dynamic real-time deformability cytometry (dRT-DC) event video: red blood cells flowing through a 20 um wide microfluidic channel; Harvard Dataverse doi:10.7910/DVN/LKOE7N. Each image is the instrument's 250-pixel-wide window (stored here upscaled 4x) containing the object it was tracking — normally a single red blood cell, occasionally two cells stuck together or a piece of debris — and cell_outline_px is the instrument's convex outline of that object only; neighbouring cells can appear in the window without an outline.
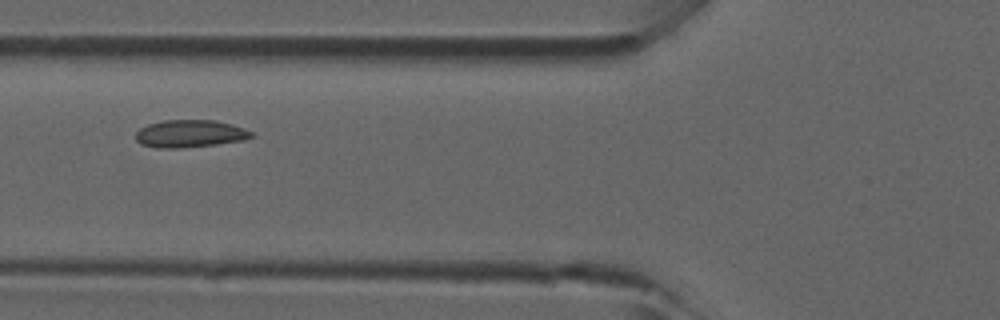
{"species": "common noctule bat (a hibernating species)", "species_latin": "Nyctalus noctula", "temperature_condition": "room temperature", "stored_images_in_passage": 4, "camera_frame_rate_fps": 3000, "um_per_image_px": 0.085, "animal": {"sex": "male", "forearm_length_mm": 52.5}, "frame": {"image": 1, "passage_image": 4, "time_ms": 1.0, "image_size_px": [1000, 320], "cell_outline_px": [[256, 136], [244, 140], [216, 144], [184, 148], [156, 148], [140, 144], [136, 140], [136, 132], [140, 128], [148, 124], [164, 120], [216, 120], [232, 124], [244, 128], [252, 132]], "centroid_in_image_um": [16.16, 11.36], "position_along_channel_um": 109.6, "area_um2": 18.73}}